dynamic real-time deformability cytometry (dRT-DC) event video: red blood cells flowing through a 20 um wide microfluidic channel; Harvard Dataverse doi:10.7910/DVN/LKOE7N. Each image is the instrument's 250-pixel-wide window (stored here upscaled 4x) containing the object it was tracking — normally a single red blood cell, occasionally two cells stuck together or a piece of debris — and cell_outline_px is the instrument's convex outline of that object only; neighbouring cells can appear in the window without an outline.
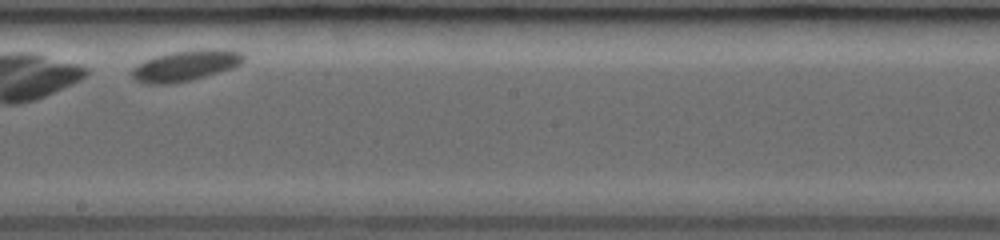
{"species": "common noctule bat (a hibernating species)", "species_latin": "Nyctalus noctula", "temperature_condition": "room temperature", "stored_images_in_passage": 13, "camera_frame_rate_fps": 3000, "um_per_image_px": 0.085, "animal": {"sex": "female", "body_mass_g": 19.0, "forearm_length_mm": 53.3}, "frame": {"image": 1, "passage_image": 11, "time_ms": 4.667, "image_size_px": [1000, 240], "cell_outline_px": [[244, 60], [240, 64], [232, 68], [192, 80], [172, 84], [144, 84], [136, 80], [132, 76], [132, 68], [144, 60], [156, 56], [172, 52], [204, 48], [224, 48], [240, 52], [244, 56]], "centroid_in_image_um": [15.78, 5.57], "position_along_channel_um": 232.4, "area_um2": 20.17}}